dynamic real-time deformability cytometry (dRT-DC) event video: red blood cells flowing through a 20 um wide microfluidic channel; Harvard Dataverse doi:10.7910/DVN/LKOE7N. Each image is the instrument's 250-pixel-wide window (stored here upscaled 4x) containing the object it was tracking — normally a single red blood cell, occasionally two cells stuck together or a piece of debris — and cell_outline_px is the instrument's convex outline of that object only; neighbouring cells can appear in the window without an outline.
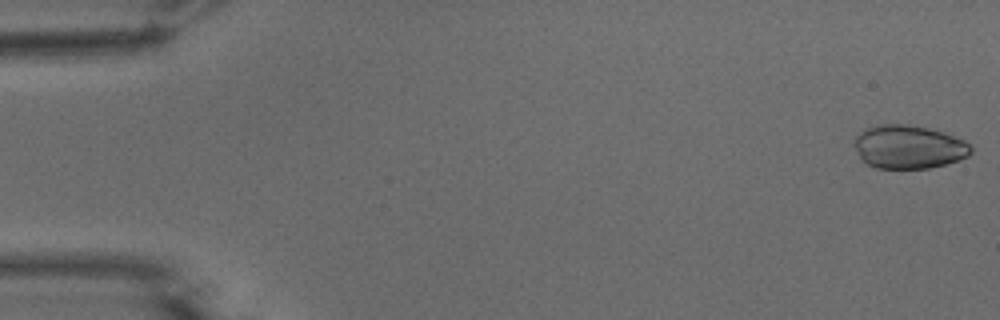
{"species": "common noctule bat (a hibernating species)", "species_latin": "Nyctalus noctula", "temperature_condition": "warm", "stored_images_in_passage": 53, "camera_frame_rate_fps": 3000, "um_per_image_px": 0.085, "animal": {"sex": "male", "body_mass_g": 15.6}, "frame": {"image": 1, "passage_image": 1, "time_ms": 0.0, "image_size_px": [1000, 320], "cell_outline_px": [[972, 152], [968, 156], [944, 164], [928, 168], [876, 168], [868, 164], [860, 156], [852, 144], [856, 136], [864, 128], [880, 124], [904, 124], [928, 128], [944, 132], [964, 140], [972, 148]], "centroid_in_image_um": [77.21, 12.47], "position_along_channel_um": 7.8, "area_um2": 29.42}}
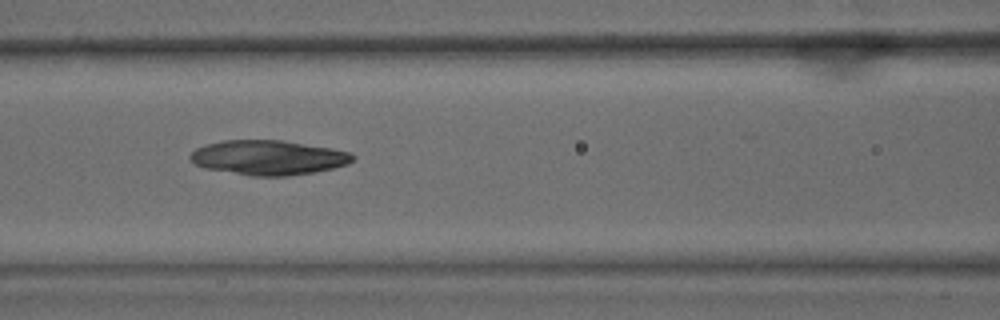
{"frame": {"image": 2, "passage_image": 23, "time_ms": 7.333, "image_size_px": [1000, 320], "cell_outline_px": [[356, 156], [348, 164], [332, 168], [312, 172], [288, 176], [248, 176], [204, 168], [196, 164], [188, 156], [196, 148], [204, 144], [224, 140], [280, 140], [332, 148], [352, 152]], "centroid_in_image_um": [22.8, 13.39], "position_along_channel_um": 143.8, "area_um2": 32.95}}
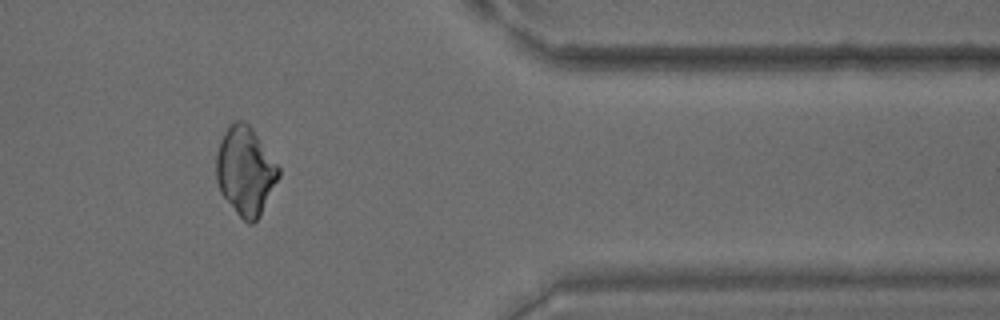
{"frame": {"image": 3, "passage_image": 44, "time_ms": 14.333, "image_size_px": [1000, 320], "cell_outline_px": [[280, 176], [260, 216], [252, 224], [248, 224], [236, 212], [220, 192], [216, 180], [216, 152], [220, 140], [228, 124], [232, 120], [244, 120], [252, 128], [280, 168]], "centroid_in_image_um": [20.84, 14.51], "position_along_channel_um": 390.6, "area_um2": 32.25}}